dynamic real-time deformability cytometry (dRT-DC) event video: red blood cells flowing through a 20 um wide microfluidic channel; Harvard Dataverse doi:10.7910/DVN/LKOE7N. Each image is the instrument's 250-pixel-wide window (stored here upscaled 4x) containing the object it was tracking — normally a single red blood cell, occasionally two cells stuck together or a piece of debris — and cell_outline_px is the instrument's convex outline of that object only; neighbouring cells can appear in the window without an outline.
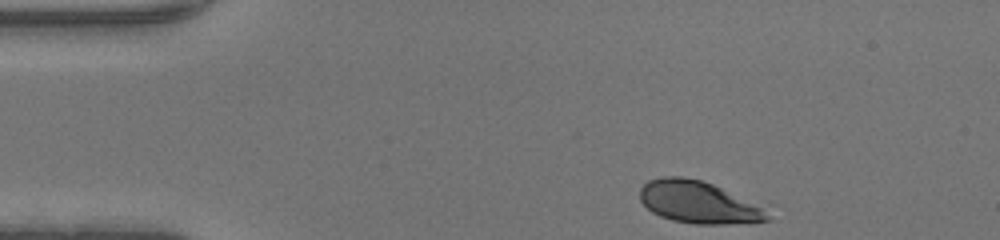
{"species": "human", "species_latin": "Homo sapiens", "temperature_condition": "warm", "stored_images_in_passage": 32, "camera_frame_rate_fps": 3000, "um_per_image_px": 0.085, "donor": {"sex": "male"}, "frame": {"image": 1, "passage_image": 1, "time_ms": 0.0, "image_size_px": [1000, 240], "cell_outline_px": [[772, 220], [728, 224], [696, 224], [672, 220], [660, 216], [652, 212], [640, 200], [640, 188], [648, 180], [660, 176], [680, 176], [700, 180], [712, 184], [760, 208]], "centroid_in_image_um": [59.24, 17.19], "position_along_channel_um": 25.8, "area_um2": 30.46}}
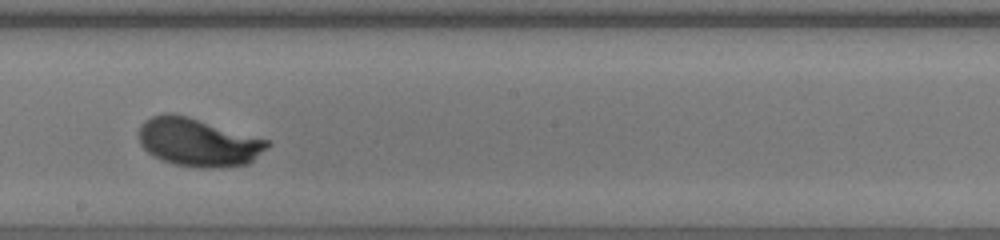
{"frame": {"image": 2, "passage_image": 20, "time_ms": 6.333, "image_size_px": [1000, 240], "cell_outline_px": [[272, 144], [268, 148], [248, 164], [220, 168], [200, 168], [172, 164], [160, 160], [152, 156], [140, 144], [140, 124], [144, 120], [152, 116], [168, 112], [172, 112], [188, 116], [268, 140]], "centroid_in_image_um": [16.83, 12.1], "position_along_channel_um": 231.4, "area_um2": 36.36}}
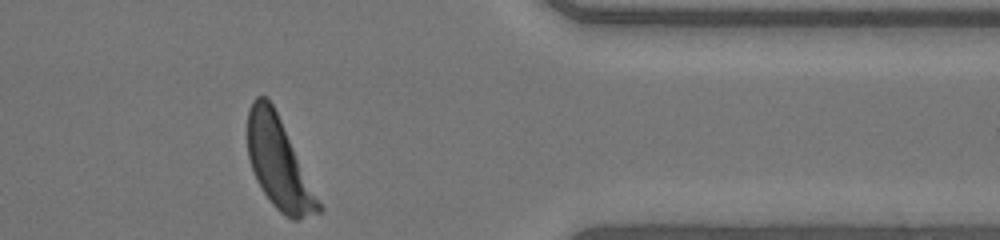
{"frame": {"image": 3, "passage_image": 32, "time_ms": 10.333, "image_size_px": [1000, 240], "cell_outline_px": [[324, 208], [320, 212], [296, 220], [292, 220], [284, 216], [272, 204], [256, 180], [248, 156], [248, 108], [252, 100], [256, 96], [264, 96], [272, 104]], "centroid_in_image_um": [23.69, 13.91], "position_along_channel_um": 387.7, "area_um2": 36.82}}